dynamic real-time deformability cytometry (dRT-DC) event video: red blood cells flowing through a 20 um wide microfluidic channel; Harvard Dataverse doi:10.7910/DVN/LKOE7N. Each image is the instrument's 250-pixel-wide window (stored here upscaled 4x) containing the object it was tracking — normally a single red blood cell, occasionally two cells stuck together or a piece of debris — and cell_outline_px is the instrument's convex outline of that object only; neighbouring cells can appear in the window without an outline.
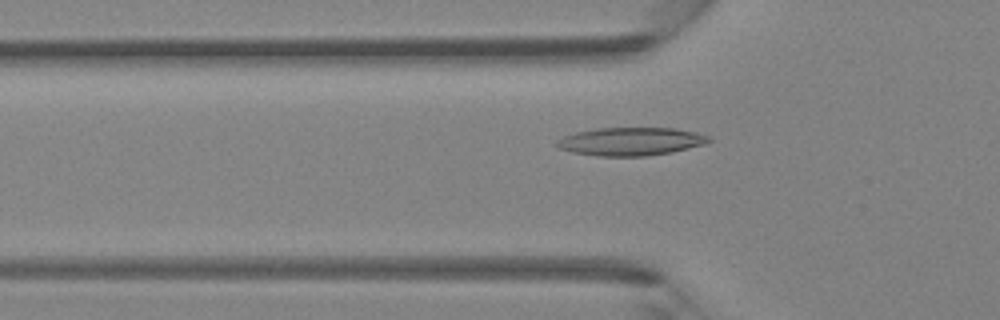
{"species": "Egyptian fruit bat (a non-hibernating species)", "species_latin": "Rousettus aegyptiacus", "temperature_condition": "room temperature", "stored_images_in_passage": 34, "camera_frame_rate_fps": 3000, "um_per_image_px": 0.085, "animal": {"sex": "female"}, "frame": {"image": 1, "passage_image": 4, "time_ms": 1.0, "image_size_px": [1000, 320], "cell_outline_px": [[712, 140], [704, 144], [672, 152], [644, 156], [600, 156], [572, 152], [560, 148], [556, 144], [556, 140], [564, 136], [576, 132], [600, 128], [676, 128], [696, 132], [712, 136]], "centroid_in_image_um": [53.66, 12.02], "position_along_channel_um": 72.1, "area_um2": 24.85}}
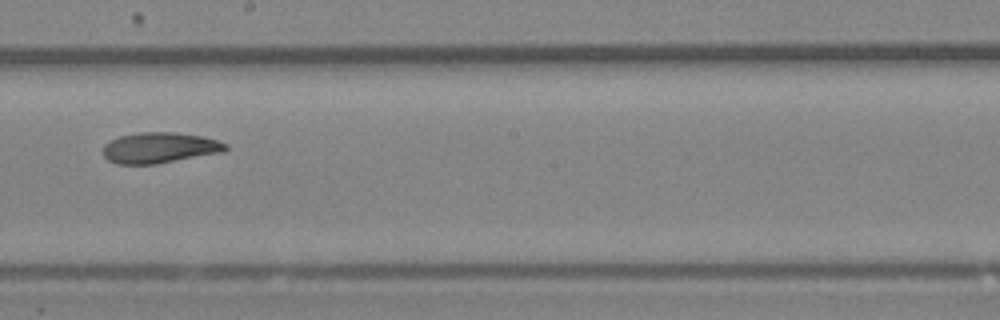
{"frame": {"image": 2, "passage_image": 15, "time_ms": 4.667, "image_size_px": [1000, 320], "cell_outline_px": [[228, 148], [224, 152], [156, 164], [116, 164], [108, 160], [104, 156], [104, 144], [120, 136], [140, 132], [176, 132], [200, 136], [216, 140], [228, 144]], "centroid_in_image_um": [13.58, 12.56], "position_along_channel_um": 234.6, "area_um2": 21.91}}
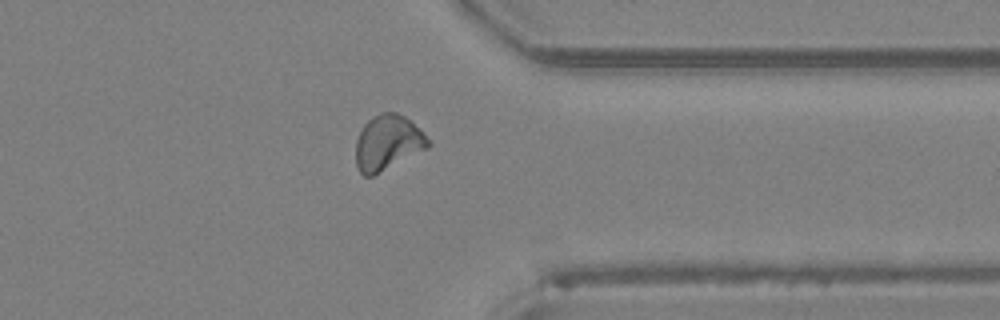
{"frame": {"image": 3, "passage_image": 25, "time_ms": 8.0, "image_size_px": [1000, 320], "cell_outline_px": [[432, 144], [428, 148], [372, 176], [364, 176], [360, 172], [356, 164], [356, 140], [364, 124], [372, 116], [380, 112], [396, 112], [404, 116], [424, 132]], "centroid_in_image_um": [32.96, 12.11], "position_along_channel_um": 378.4, "area_um2": 23.24}}